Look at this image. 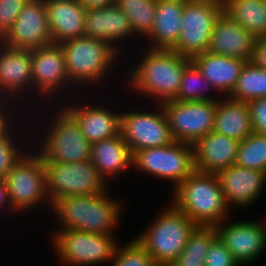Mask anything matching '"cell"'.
<instances>
[{
	"instance_id": "16",
	"label": "cell",
	"mask_w": 266,
	"mask_h": 266,
	"mask_svg": "<svg viewBox=\"0 0 266 266\" xmlns=\"http://www.w3.org/2000/svg\"><path fill=\"white\" fill-rule=\"evenodd\" d=\"M0 42L29 51L51 44L45 0H29Z\"/></svg>"
},
{
	"instance_id": "40",
	"label": "cell",
	"mask_w": 266,
	"mask_h": 266,
	"mask_svg": "<svg viewBox=\"0 0 266 266\" xmlns=\"http://www.w3.org/2000/svg\"><path fill=\"white\" fill-rule=\"evenodd\" d=\"M258 67L266 70V36L256 38L252 60Z\"/></svg>"
},
{
	"instance_id": "4",
	"label": "cell",
	"mask_w": 266,
	"mask_h": 266,
	"mask_svg": "<svg viewBox=\"0 0 266 266\" xmlns=\"http://www.w3.org/2000/svg\"><path fill=\"white\" fill-rule=\"evenodd\" d=\"M59 106L52 109L55 112L46 128L39 129L37 137L33 132L35 140H38L33 141V149L44 162L78 163L91 160L92 145L81 132L76 119L62 105Z\"/></svg>"
},
{
	"instance_id": "18",
	"label": "cell",
	"mask_w": 266,
	"mask_h": 266,
	"mask_svg": "<svg viewBox=\"0 0 266 266\" xmlns=\"http://www.w3.org/2000/svg\"><path fill=\"white\" fill-rule=\"evenodd\" d=\"M229 207L242 208L254 204L266 186V172L231 165L216 173Z\"/></svg>"
},
{
	"instance_id": "29",
	"label": "cell",
	"mask_w": 266,
	"mask_h": 266,
	"mask_svg": "<svg viewBox=\"0 0 266 266\" xmlns=\"http://www.w3.org/2000/svg\"><path fill=\"white\" fill-rule=\"evenodd\" d=\"M22 114L23 113L17 116L18 119H15V121L6 128L0 129V179H4L12 168L29 152V150L25 149L28 147V140L24 138L25 141L22 142L23 144L19 142L20 138L22 139L23 137H28V134L31 136L33 135L31 134L32 132L26 133L28 132L27 130H22L24 123H21L23 121L19 119ZM21 133L22 137L20 136ZM24 144L25 146H22Z\"/></svg>"
},
{
	"instance_id": "28",
	"label": "cell",
	"mask_w": 266,
	"mask_h": 266,
	"mask_svg": "<svg viewBox=\"0 0 266 266\" xmlns=\"http://www.w3.org/2000/svg\"><path fill=\"white\" fill-rule=\"evenodd\" d=\"M223 13L254 37L266 36V0H222Z\"/></svg>"
},
{
	"instance_id": "10",
	"label": "cell",
	"mask_w": 266,
	"mask_h": 266,
	"mask_svg": "<svg viewBox=\"0 0 266 266\" xmlns=\"http://www.w3.org/2000/svg\"><path fill=\"white\" fill-rule=\"evenodd\" d=\"M222 13V0H185L180 36L171 50L191 59L207 51L214 25Z\"/></svg>"
},
{
	"instance_id": "17",
	"label": "cell",
	"mask_w": 266,
	"mask_h": 266,
	"mask_svg": "<svg viewBox=\"0 0 266 266\" xmlns=\"http://www.w3.org/2000/svg\"><path fill=\"white\" fill-rule=\"evenodd\" d=\"M0 91L12 102H16V105L19 103L24 106L26 102L30 103L29 106L32 105L27 100L34 99L31 51L0 42Z\"/></svg>"
},
{
	"instance_id": "26",
	"label": "cell",
	"mask_w": 266,
	"mask_h": 266,
	"mask_svg": "<svg viewBox=\"0 0 266 266\" xmlns=\"http://www.w3.org/2000/svg\"><path fill=\"white\" fill-rule=\"evenodd\" d=\"M185 0H157L155 22L148 38L151 49H171L178 41Z\"/></svg>"
},
{
	"instance_id": "33",
	"label": "cell",
	"mask_w": 266,
	"mask_h": 266,
	"mask_svg": "<svg viewBox=\"0 0 266 266\" xmlns=\"http://www.w3.org/2000/svg\"><path fill=\"white\" fill-rule=\"evenodd\" d=\"M212 93L215 89L203 76L200 69L191 60L184 69L181 83L179 87L176 100L181 102L188 101H218L220 97L209 95V91ZM207 92V93H206ZM215 97V98H214Z\"/></svg>"
},
{
	"instance_id": "22",
	"label": "cell",
	"mask_w": 266,
	"mask_h": 266,
	"mask_svg": "<svg viewBox=\"0 0 266 266\" xmlns=\"http://www.w3.org/2000/svg\"><path fill=\"white\" fill-rule=\"evenodd\" d=\"M52 43L84 36L86 8L79 0H45Z\"/></svg>"
},
{
	"instance_id": "15",
	"label": "cell",
	"mask_w": 266,
	"mask_h": 266,
	"mask_svg": "<svg viewBox=\"0 0 266 266\" xmlns=\"http://www.w3.org/2000/svg\"><path fill=\"white\" fill-rule=\"evenodd\" d=\"M225 220L214 226L217 237L234 256L240 266L253 263L266 250V219L256 221ZM265 249V250H264Z\"/></svg>"
},
{
	"instance_id": "27",
	"label": "cell",
	"mask_w": 266,
	"mask_h": 266,
	"mask_svg": "<svg viewBox=\"0 0 266 266\" xmlns=\"http://www.w3.org/2000/svg\"><path fill=\"white\" fill-rule=\"evenodd\" d=\"M213 131L239 142L247 138L253 133L248 103L221 96L217 101Z\"/></svg>"
},
{
	"instance_id": "6",
	"label": "cell",
	"mask_w": 266,
	"mask_h": 266,
	"mask_svg": "<svg viewBox=\"0 0 266 266\" xmlns=\"http://www.w3.org/2000/svg\"><path fill=\"white\" fill-rule=\"evenodd\" d=\"M153 218L154 222L152 220L135 239L158 266H169L183 251L197 225L171 203Z\"/></svg>"
},
{
	"instance_id": "7",
	"label": "cell",
	"mask_w": 266,
	"mask_h": 266,
	"mask_svg": "<svg viewBox=\"0 0 266 266\" xmlns=\"http://www.w3.org/2000/svg\"><path fill=\"white\" fill-rule=\"evenodd\" d=\"M29 144L30 151L12 168L4 178L12 209L26 212L52 204L47 195L46 168L43 158ZM32 150V151H31ZM43 203V204H42ZM45 204V205H44Z\"/></svg>"
},
{
	"instance_id": "23",
	"label": "cell",
	"mask_w": 266,
	"mask_h": 266,
	"mask_svg": "<svg viewBox=\"0 0 266 266\" xmlns=\"http://www.w3.org/2000/svg\"><path fill=\"white\" fill-rule=\"evenodd\" d=\"M240 142L214 131L201 137L194 145L196 171L217 173L234 165Z\"/></svg>"
},
{
	"instance_id": "43",
	"label": "cell",
	"mask_w": 266,
	"mask_h": 266,
	"mask_svg": "<svg viewBox=\"0 0 266 266\" xmlns=\"http://www.w3.org/2000/svg\"><path fill=\"white\" fill-rule=\"evenodd\" d=\"M11 123H0V129L6 128Z\"/></svg>"
},
{
	"instance_id": "25",
	"label": "cell",
	"mask_w": 266,
	"mask_h": 266,
	"mask_svg": "<svg viewBox=\"0 0 266 266\" xmlns=\"http://www.w3.org/2000/svg\"><path fill=\"white\" fill-rule=\"evenodd\" d=\"M132 152L121 134L92 144L91 162L108 183L110 178L132 169Z\"/></svg>"
},
{
	"instance_id": "24",
	"label": "cell",
	"mask_w": 266,
	"mask_h": 266,
	"mask_svg": "<svg viewBox=\"0 0 266 266\" xmlns=\"http://www.w3.org/2000/svg\"><path fill=\"white\" fill-rule=\"evenodd\" d=\"M200 69L203 76L223 97L233 91L240 76L241 69L248 61L205 51L191 59ZM222 94V95H221Z\"/></svg>"
},
{
	"instance_id": "9",
	"label": "cell",
	"mask_w": 266,
	"mask_h": 266,
	"mask_svg": "<svg viewBox=\"0 0 266 266\" xmlns=\"http://www.w3.org/2000/svg\"><path fill=\"white\" fill-rule=\"evenodd\" d=\"M132 168L150 177L169 180L174 190L195 171L194 147L174 141L167 146L136 151L132 158Z\"/></svg>"
},
{
	"instance_id": "34",
	"label": "cell",
	"mask_w": 266,
	"mask_h": 266,
	"mask_svg": "<svg viewBox=\"0 0 266 266\" xmlns=\"http://www.w3.org/2000/svg\"><path fill=\"white\" fill-rule=\"evenodd\" d=\"M234 164L266 172V135L251 133L241 141Z\"/></svg>"
},
{
	"instance_id": "14",
	"label": "cell",
	"mask_w": 266,
	"mask_h": 266,
	"mask_svg": "<svg viewBox=\"0 0 266 266\" xmlns=\"http://www.w3.org/2000/svg\"><path fill=\"white\" fill-rule=\"evenodd\" d=\"M31 61H32V80H33V98L38 100H44L50 103L51 100L58 98V95L62 98L68 97L63 92L66 90L72 91V88L67 71L65 68V56L60 44L51 43L47 46L38 47L37 49L31 50ZM70 86V87H69ZM70 88L69 89H67ZM66 88V89H65ZM72 89V90H71ZM62 91V92H61ZM57 93V94H56Z\"/></svg>"
},
{
	"instance_id": "20",
	"label": "cell",
	"mask_w": 266,
	"mask_h": 266,
	"mask_svg": "<svg viewBox=\"0 0 266 266\" xmlns=\"http://www.w3.org/2000/svg\"><path fill=\"white\" fill-rule=\"evenodd\" d=\"M84 36L99 39L111 45L119 54L122 40L136 37L126 14L115 4L86 10ZM132 38V39H130ZM121 49V50H120Z\"/></svg>"
},
{
	"instance_id": "39",
	"label": "cell",
	"mask_w": 266,
	"mask_h": 266,
	"mask_svg": "<svg viewBox=\"0 0 266 266\" xmlns=\"http://www.w3.org/2000/svg\"><path fill=\"white\" fill-rule=\"evenodd\" d=\"M20 107L21 106L19 104L16 105L13 103L5 94L0 91V123H13L15 121L13 119L19 115L18 113L21 111L20 109H23V107Z\"/></svg>"
},
{
	"instance_id": "21",
	"label": "cell",
	"mask_w": 266,
	"mask_h": 266,
	"mask_svg": "<svg viewBox=\"0 0 266 266\" xmlns=\"http://www.w3.org/2000/svg\"><path fill=\"white\" fill-rule=\"evenodd\" d=\"M255 42L256 37L222 13L214 25L207 51L212 54L252 61Z\"/></svg>"
},
{
	"instance_id": "37",
	"label": "cell",
	"mask_w": 266,
	"mask_h": 266,
	"mask_svg": "<svg viewBox=\"0 0 266 266\" xmlns=\"http://www.w3.org/2000/svg\"><path fill=\"white\" fill-rule=\"evenodd\" d=\"M204 266H240L234 256L217 237L206 255Z\"/></svg>"
},
{
	"instance_id": "41",
	"label": "cell",
	"mask_w": 266,
	"mask_h": 266,
	"mask_svg": "<svg viewBox=\"0 0 266 266\" xmlns=\"http://www.w3.org/2000/svg\"><path fill=\"white\" fill-rule=\"evenodd\" d=\"M9 210L8 213L12 212V213H16L13 209H12V205L9 199V192H8V188L6 185V182L4 179H0V209L6 211ZM9 208V209H8Z\"/></svg>"
},
{
	"instance_id": "38",
	"label": "cell",
	"mask_w": 266,
	"mask_h": 266,
	"mask_svg": "<svg viewBox=\"0 0 266 266\" xmlns=\"http://www.w3.org/2000/svg\"><path fill=\"white\" fill-rule=\"evenodd\" d=\"M253 133L266 135V97L248 102Z\"/></svg>"
},
{
	"instance_id": "42",
	"label": "cell",
	"mask_w": 266,
	"mask_h": 266,
	"mask_svg": "<svg viewBox=\"0 0 266 266\" xmlns=\"http://www.w3.org/2000/svg\"><path fill=\"white\" fill-rule=\"evenodd\" d=\"M79 2L85 6L86 9L112 6L116 3V0H79Z\"/></svg>"
},
{
	"instance_id": "13",
	"label": "cell",
	"mask_w": 266,
	"mask_h": 266,
	"mask_svg": "<svg viewBox=\"0 0 266 266\" xmlns=\"http://www.w3.org/2000/svg\"><path fill=\"white\" fill-rule=\"evenodd\" d=\"M174 141L194 145L214 129L217 101L162 103Z\"/></svg>"
},
{
	"instance_id": "32",
	"label": "cell",
	"mask_w": 266,
	"mask_h": 266,
	"mask_svg": "<svg viewBox=\"0 0 266 266\" xmlns=\"http://www.w3.org/2000/svg\"><path fill=\"white\" fill-rule=\"evenodd\" d=\"M156 3L157 0H116L115 5L128 17L134 35L146 39L155 22Z\"/></svg>"
},
{
	"instance_id": "8",
	"label": "cell",
	"mask_w": 266,
	"mask_h": 266,
	"mask_svg": "<svg viewBox=\"0 0 266 266\" xmlns=\"http://www.w3.org/2000/svg\"><path fill=\"white\" fill-rule=\"evenodd\" d=\"M115 235H102L71 229H57L51 234L54 252L62 265L95 266L112 262L118 246ZM64 263V264H63Z\"/></svg>"
},
{
	"instance_id": "30",
	"label": "cell",
	"mask_w": 266,
	"mask_h": 266,
	"mask_svg": "<svg viewBox=\"0 0 266 266\" xmlns=\"http://www.w3.org/2000/svg\"><path fill=\"white\" fill-rule=\"evenodd\" d=\"M216 238L214 226H197L190 234L183 251L169 266H204L208 250Z\"/></svg>"
},
{
	"instance_id": "1",
	"label": "cell",
	"mask_w": 266,
	"mask_h": 266,
	"mask_svg": "<svg viewBox=\"0 0 266 266\" xmlns=\"http://www.w3.org/2000/svg\"><path fill=\"white\" fill-rule=\"evenodd\" d=\"M143 55L140 62L127 70L129 91L150 97L156 104L176 100L185 66L191 58L171 49L145 48Z\"/></svg>"
},
{
	"instance_id": "31",
	"label": "cell",
	"mask_w": 266,
	"mask_h": 266,
	"mask_svg": "<svg viewBox=\"0 0 266 266\" xmlns=\"http://www.w3.org/2000/svg\"><path fill=\"white\" fill-rule=\"evenodd\" d=\"M231 99L249 102L266 97V70L248 61L241 69L237 83L228 96Z\"/></svg>"
},
{
	"instance_id": "2",
	"label": "cell",
	"mask_w": 266,
	"mask_h": 266,
	"mask_svg": "<svg viewBox=\"0 0 266 266\" xmlns=\"http://www.w3.org/2000/svg\"><path fill=\"white\" fill-rule=\"evenodd\" d=\"M108 191L95 195L67 196L56 200L51 210L61 224L59 229L114 235L124 207L120 201L112 199Z\"/></svg>"
},
{
	"instance_id": "19",
	"label": "cell",
	"mask_w": 266,
	"mask_h": 266,
	"mask_svg": "<svg viewBox=\"0 0 266 266\" xmlns=\"http://www.w3.org/2000/svg\"><path fill=\"white\" fill-rule=\"evenodd\" d=\"M66 100L67 103H63V107L76 119L81 132L91 145L120 134L121 112L118 109L112 111L111 107L109 109L98 103H83L81 98L80 102L76 99V103L73 100L70 104L69 100Z\"/></svg>"
},
{
	"instance_id": "3",
	"label": "cell",
	"mask_w": 266,
	"mask_h": 266,
	"mask_svg": "<svg viewBox=\"0 0 266 266\" xmlns=\"http://www.w3.org/2000/svg\"><path fill=\"white\" fill-rule=\"evenodd\" d=\"M171 192V204L197 226H216L231 215L215 173L195 170Z\"/></svg>"
},
{
	"instance_id": "12",
	"label": "cell",
	"mask_w": 266,
	"mask_h": 266,
	"mask_svg": "<svg viewBox=\"0 0 266 266\" xmlns=\"http://www.w3.org/2000/svg\"><path fill=\"white\" fill-rule=\"evenodd\" d=\"M155 110L121 111L120 134L128 143L132 155L139 150L167 146L174 142L169 122L161 104Z\"/></svg>"
},
{
	"instance_id": "5",
	"label": "cell",
	"mask_w": 266,
	"mask_h": 266,
	"mask_svg": "<svg viewBox=\"0 0 266 266\" xmlns=\"http://www.w3.org/2000/svg\"><path fill=\"white\" fill-rule=\"evenodd\" d=\"M60 46L70 83L78 92L81 87L87 90L93 84L91 87L98 88L101 81L106 82L105 76L111 73L116 62L119 63L120 57L117 56H122L107 42L86 36L63 42Z\"/></svg>"
},
{
	"instance_id": "35",
	"label": "cell",
	"mask_w": 266,
	"mask_h": 266,
	"mask_svg": "<svg viewBox=\"0 0 266 266\" xmlns=\"http://www.w3.org/2000/svg\"><path fill=\"white\" fill-rule=\"evenodd\" d=\"M111 266H158L147 250L132 238L125 244H118Z\"/></svg>"
},
{
	"instance_id": "11",
	"label": "cell",
	"mask_w": 266,
	"mask_h": 266,
	"mask_svg": "<svg viewBox=\"0 0 266 266\" xmlns=\"http://www.w3.org/2000/svg\"><path fill=\"white\" fill-rule=\"evenodd\" d=\"M47 195L51 204L74 195H95L108 190L91 160L78 163L44 162Z\"/></svg>"
},
{
	"instance_id": "36",
	"label": "cell",
	"mask_w": 266,
	"mask_h": 266,
	"mask_svg": "<svg viewBox=\"0 0 266 266\" xmlns=\"http://www.w3.org/2000/svg\"><path fill=\"white\" fill-rule=\"evenodd\" d=\"M29 0H0V40L10 30Z\"/></svg>"
}]
</instances>
